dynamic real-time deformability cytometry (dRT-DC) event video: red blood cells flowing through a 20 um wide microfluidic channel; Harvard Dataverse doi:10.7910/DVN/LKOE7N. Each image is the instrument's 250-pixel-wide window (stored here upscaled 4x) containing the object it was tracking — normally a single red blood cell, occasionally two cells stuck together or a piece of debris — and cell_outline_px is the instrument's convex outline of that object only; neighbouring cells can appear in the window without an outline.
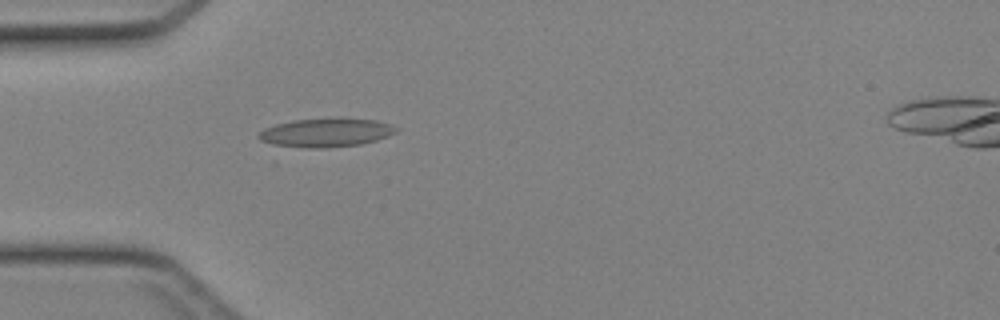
{"species": "Egyptian fruit bat (a non-hibernating species)", "species_latin": "Rousettus aegyptiacus", "temperature_condition": "cold", "stored_images_in_passage": 30, "camera_frame_rate_fps": 3000, "um_per_image_px": 0.085, "animal": {"sex": "female"}, "frame": {"image": 1, "passage_image": 5, "time_ms": 1.333, "image_size_px": [1000, 320], "cell_outline_px": [[400, 128], [396, 132], [388, 136], [376, 140], [360, 144], [324, 148], [304, 148], [272, 144], [260, 140], [256, 136], [256, 132], [264, 128], [276, 124], [292, 120], [340, 116], [376, 120]], "centroid_in_image_um": [27.68, 11.24], "position_along_channel_um": 57.3, "area_um2": 23.64}}
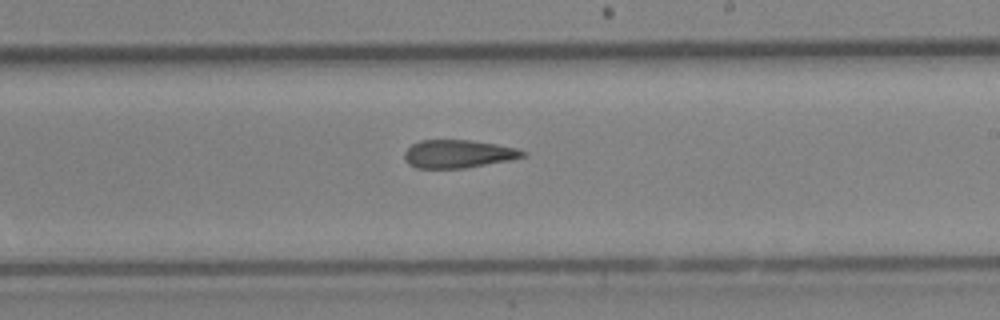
{"frame": {"image": 2, "passage_image": 18, "time_ms": 5.667, "image_size_px": [1000, 320], "cell_outline_px": [[528, 152], [524, 156], [512, 160], [464, 168], [416, 168], [408, 164], [404, 160], [404, 152], [412, 144], [420, 140], [468, 140], [496, 144], [516, 148]], "centroid_in_image_um": [38.93, 13.08], "position_along_channel_um": 250.1, "area_um2": 19.42}}
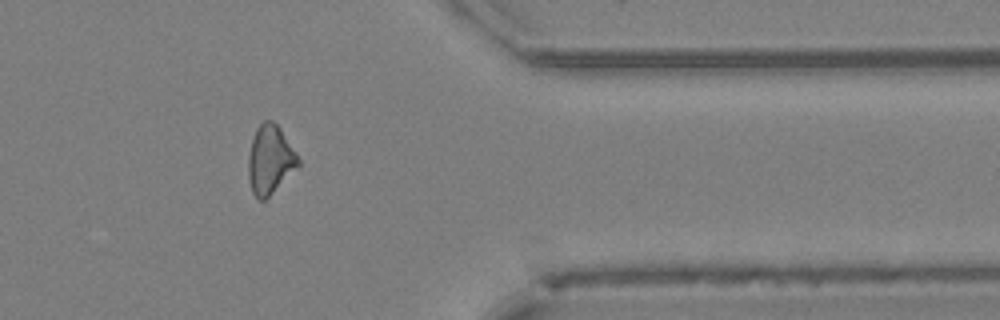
{"frame": {"image": 3, "passage_image": 28, "time_ms": 9.0, "image_size_px": [1000, 320], "cell_outline_px": [[300, 164], [264, 200], [256, 200], [252, 192], [248, 180], [248, 156], [252, 140], [256, 128], [264, 120], [272, 120], [280, 128], [296, 152], [300, 160]], "centroid_in_image_um": [22.93, 13.57], "position_along_channel_um": 388.5, "area_um2": 19.83}}